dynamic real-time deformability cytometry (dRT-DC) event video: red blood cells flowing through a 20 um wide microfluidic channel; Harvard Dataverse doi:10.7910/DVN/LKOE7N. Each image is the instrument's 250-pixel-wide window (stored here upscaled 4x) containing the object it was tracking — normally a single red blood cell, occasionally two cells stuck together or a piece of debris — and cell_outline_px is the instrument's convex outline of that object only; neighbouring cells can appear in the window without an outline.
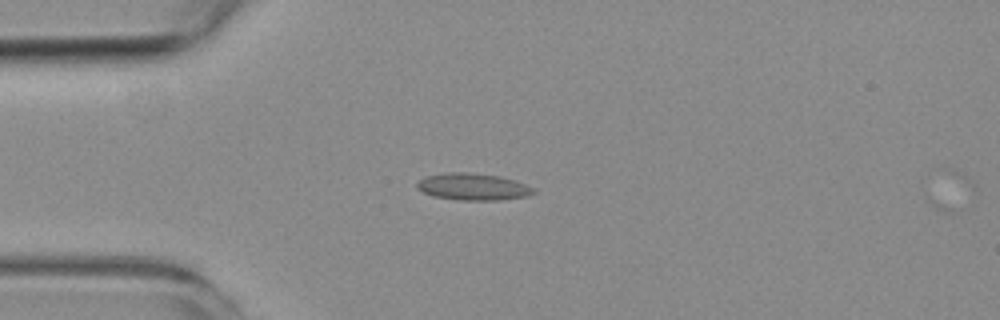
{"species": "common noctule bat (a hibernating species)", "species_latin": "Nyctalus noctula", "temperature_condition": "room temperature", "stored_images_in_passage": 3, "camera_frame_rate_fps": 3000, "um_per_image_px": 0.085, "animal": {"sex": "female", "body_mass_g": 19.3, "forearm_length_mm": 54.1}, "frame": {"image": 1, "passage_image": 2, "time_ms": 1.333, "image_size_px": [1000, 320], "cell_outline_px": [[536, 192], [528, 196], [500, 200], [460, 200], [432, 196], [416, 188], [416, 184], [420, 180], [428, 176], [444, 172], [468, 172], [500, 176], [536, 188]], "centroid_in_image_um": [40.21, 15.88], "position_along_channel_um": 44.8, "area_um2": 18.26}}